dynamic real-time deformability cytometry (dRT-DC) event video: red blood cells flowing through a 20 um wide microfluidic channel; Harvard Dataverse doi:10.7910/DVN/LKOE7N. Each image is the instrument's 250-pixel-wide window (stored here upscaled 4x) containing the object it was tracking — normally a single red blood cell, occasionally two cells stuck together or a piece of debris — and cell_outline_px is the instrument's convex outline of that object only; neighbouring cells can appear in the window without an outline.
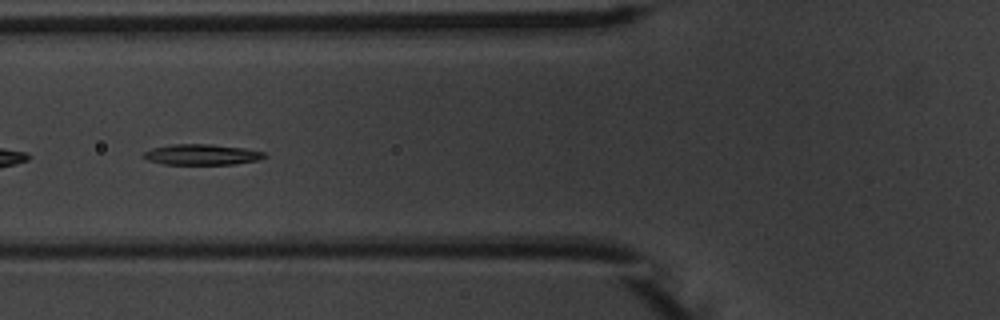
{"species": "common noctule bat (a hibernating species)", "species_latin": "Nyctalus noctula", "temperature_condition": "warm", "stored_images_in_passage": 51, "camera_frame_rate_fps": 3000, "um_per_image_px": 0.085, "animal": {"sex": "male", "body_mass_g": 20.1, "forearm_length_mm": 53.5}, "frame": {"image": 1, "passage_image": 18, "time_ms": 5.667, "image_size_px": [1000, 320], "cell_outline_px": [[268, 156], [260, 160], [236, 164], [164, 164], [148, 160], [140, 156], [144, 152], [152, 148], [172, 144], [208, 144], [244, 148], [264, 152]], "centroid_in_image_um": [17.16, 13.14], "position_along_channel_um": 108.6, "area_um2": 14.62}}
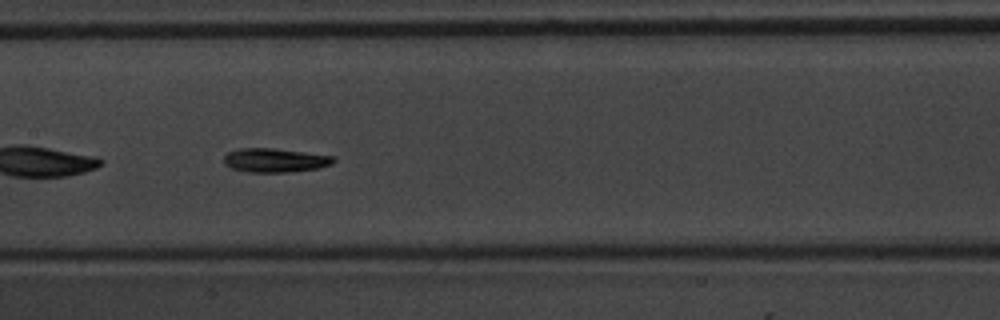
{"frame": {"image": 2, "passage_image": 24, "time_ms": 7.667, "image_size_px": [1000, 320], "cell_outline_px": [[336, 160], [332, 164], [316, 168], [288, 172], [248, 172], [232, 168], [224, 164], [224, 156], [228, 152], [240, 148], [272, 148], [304, 152], [332, 156]], "centroid_in_image_um": [23.34, 13.62], "position_along_channel_um": 184.1, "area_um2": 15.14}}
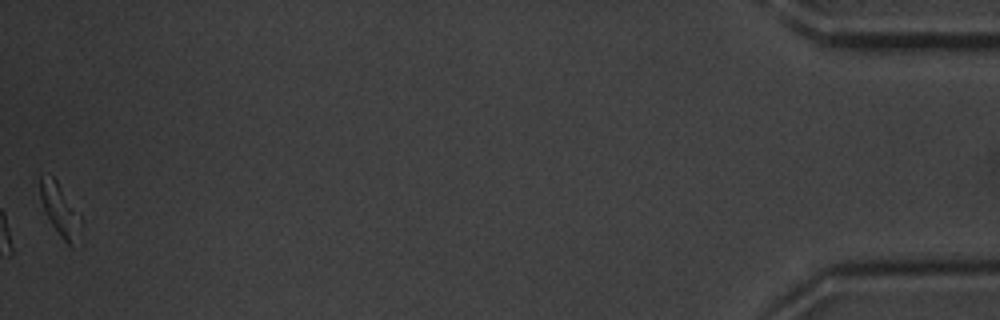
{"frame": {"image": 3, "passage_image": 51, "time_ms": 16.667, "image_size_px": [1000, 320], "cell_outline_px": [[84, 244], [80, 248], [72, 248], [60, 236], [44, 212], [40, 200], [40, 176], [52, 176], [56, 180], [80, 212], [84, 220]], "centroid_in_image_um": [5.26, 18.04], "position_along_channel_um": 429.9, "area_um2": 13.64}, "authors_computed_cell_mechanics": {"area_um2": 14.7968, "velocity_mm_per_s": 3.7591, "shape_relaxation_time_tau1_ms": 2.7327, "shape_relaxation_time_tau2_ms": 10.2638, "deformation_change_tau1": 0.1137, "deformation_change_tau2": 0.1714}}